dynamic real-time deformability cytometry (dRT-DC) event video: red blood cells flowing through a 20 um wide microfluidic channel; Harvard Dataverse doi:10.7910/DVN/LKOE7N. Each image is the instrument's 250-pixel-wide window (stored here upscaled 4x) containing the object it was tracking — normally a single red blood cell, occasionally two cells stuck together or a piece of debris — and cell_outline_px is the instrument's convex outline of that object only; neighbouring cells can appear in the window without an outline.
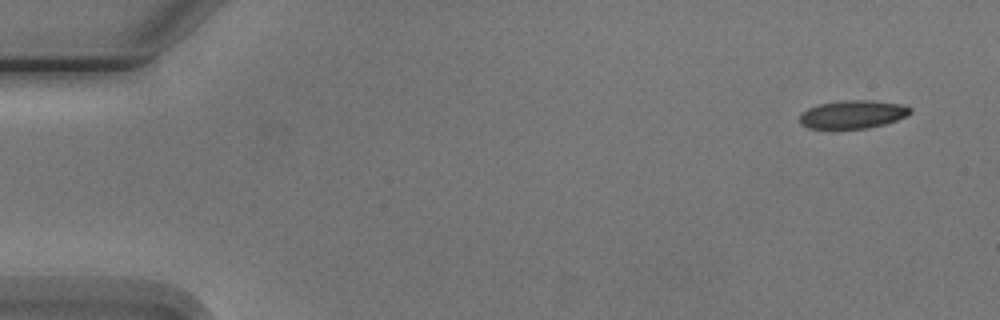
{"species": "Egyptian fruit bat (a non-hibernating species)", "species_latin": "Rousettus aegyptiacus", "temperature_condition": "cold", "stored_images_in_passage": 5, "camera_frame_rate_fps": 3000, "um_per_image_px": 0.085, "animal": {"sex": "male"}, "frame": {"image": 1, "passage_image": 1, "time_ms": 0.0, "image_size_px": [1000, 320], "cell_outline_px": [[912, 112], [896, 120], [884, 124], [864, 128], [808, 128], [800, 124], [800, 116], [808, 108], [820, 104], [840, 100], [868, 100], [900, 104], [912, 108]], "centroid_in_image_um": [72.47, 9.71], "position_along_channel_um": 12.5, "area_um2": 17.86}}